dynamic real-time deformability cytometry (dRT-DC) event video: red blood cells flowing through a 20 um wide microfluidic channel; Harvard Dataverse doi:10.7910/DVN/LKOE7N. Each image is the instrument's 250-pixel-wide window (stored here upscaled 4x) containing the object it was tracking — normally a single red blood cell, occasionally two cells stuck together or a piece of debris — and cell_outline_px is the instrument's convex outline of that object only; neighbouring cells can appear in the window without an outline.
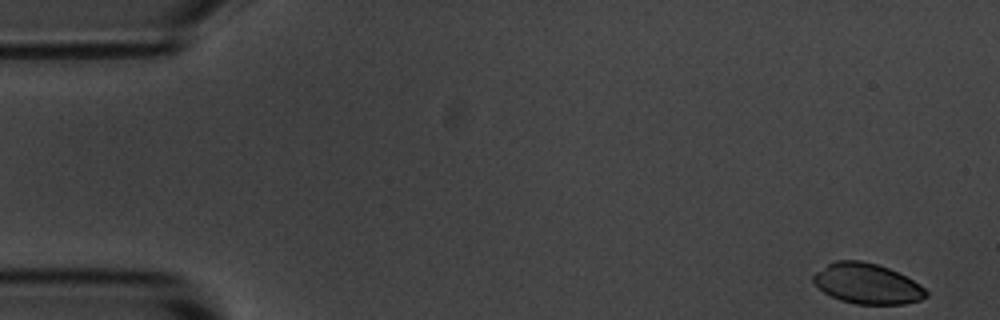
{"species": "common noctule bat (a hibernating species)", "species_latin": "Nyctalus noctula", "temperature_condition": "room temperature", "stored_images_in_passage": 54, "camera_frame_rate_fps": 3000, "um_per_image_px": 0.085, "animal": {"sex": "male", "body_mass_g": 20.1, "forearm_length_mm": 53.5}, "frame": {"image": 1, "passage_image": 1, "time_ms": 0.0, "image_size_px": [1000, 320], "cell_outline_px": [[928, 296], [920, 300], [904, 304], [856, 304], [840, 300], [824, 292], [812, 280], [812, 276], [816, 272], [828, 264], [836, 260], [860, 260], [876, 264], [888, 268], [920, 284], [928, 292]], "centroid_in_image_um": [73.71, 24.12], "position_along_channel_um": 11.3, "area_um2": 26.3}}
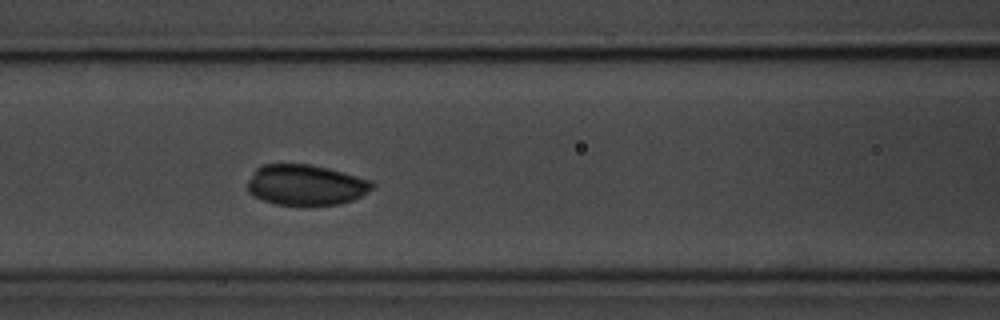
{"frame": {"image": 2, "passage_image": 22, "time_ms": 7.0, "image_size_px": [1000, 320], "cell_outline_px": [[376, 184], [368, 192], [352, 200], [340, 204], [276, 204], [264, 200], [248, 192], [248, 180], [256, 168], [264, 164], [308, 164], [328, 168], [372, 180]], "centroid_in_image_um": [26.01, 15.7], "position_along_channel_um": 140.6, "area_um2": 29.19}}
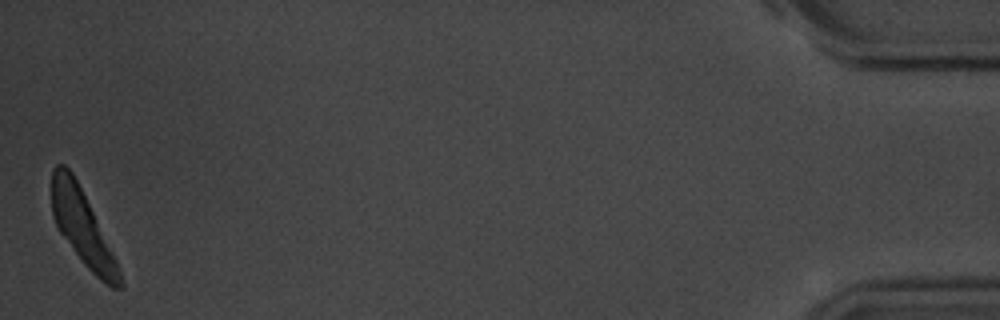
{"frame": {"image": 3, "passage_image": 54, "time_ms": 17.667, "image_size_px": [1000, 320], "cell_outline_px": [[124, 288], [112, 288], [100, 280], [84, 264], [60, 232], [52, 216], [52, 168], [56, 164], [64, 164], [72, 172], [116, 260], [124, 284]], "centroid_in_image_um": [6.99, 19.34], "position_along_channel_um": 428.2, "area_um2": 28.61}}